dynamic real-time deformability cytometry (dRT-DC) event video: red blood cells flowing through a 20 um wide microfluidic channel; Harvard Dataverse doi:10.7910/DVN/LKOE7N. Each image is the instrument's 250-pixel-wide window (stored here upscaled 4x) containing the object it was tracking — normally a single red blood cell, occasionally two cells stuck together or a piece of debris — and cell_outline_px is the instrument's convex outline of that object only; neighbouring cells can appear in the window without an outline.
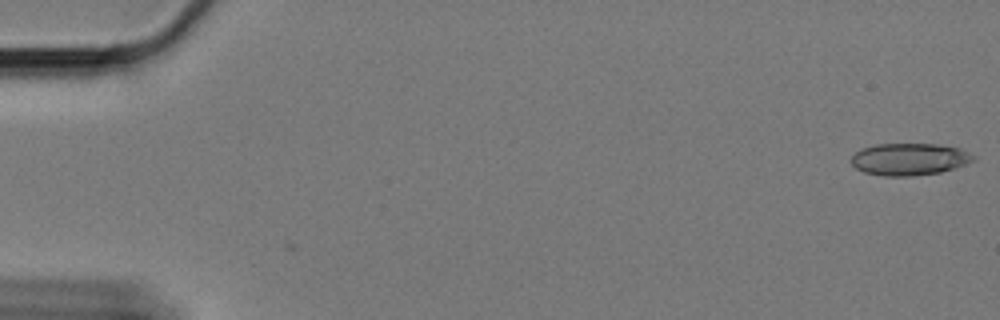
{"species": "Egyptian fruit bat (a non-hibernating species)", "species_latin": "Rousettus aegyptiacus", "temperature_condition": "cold", "stored_images_in_passage": 5, "camera_frame_rate_fps": 3000, "um_per_image_px": 0.085, "animal": {"sex": "female"}, "frame": {"image": 1, "passage_image": 1, "time_ms": 0.0, "image_size_px": [1000, 320], "cell_outline_px": [[976, 160], [940, 172], [908, 176], [884, 176], [864, 172], [856, 168], [852, 164], [852, 156], [860, 148], [876, 144], [936, 144], [960, 148], [976, 156]], "centroid_in_image_um": [77.29, 13.52], "position_along_channel_um": 7.7, "area_um2": 22.72}}